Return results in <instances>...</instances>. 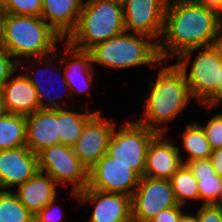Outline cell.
<instances>
[{
    "mask_svg": "<svg viewBox=\"0 0 222 222\" xmlns=\"http://www.w3.org/2000/svg\"><path fill=\"white\" fill-rule=\"evenodd\" d=\"M140 176L131 166L118 163L107 153L88 171V186L105 192L121 193L132 197Z\"/></svg>",
    "mask_w": 222,
    "mask_h": 222,
    "instance_id": "10",
    "label": "cell"
},
{
    "mask_svg": "<svg viewBox=\"0 0 222 222\" xmlns=\"http://www.w3.org/2000/svg\"><path fill=\"white\" fill-rule=\"evenodd\" d=\"M221 79L218 84V96L208 105L207 108L214 107L217 103L222 100V67H221Z\"/></svg>",
    "mask_w": 222,
    "mask_h": 222,
    "instance_id": "37",
    "label": "cell"
},
{
    "mask_svg": "<svg viewBox=\"0 0 222 222\" xmlns=\"http://www.w3.org/2000/svg\"><path fill=\"white\" fill-rule=\"evenodd\" d=\"M217 206H218V208H219V210H220V212H221V215H222V203H218V204H216Z\"/></svg>",
    "mask_w": 222,
    "mask_h": 222,
    "instance_id": "40",
    "label": "cell"
},
{
    "mask_svg": "<svg viewBox=\"0 0 222 222\" xmlns=\"http://www.w3.org/2000/svg\"><path fill=\"white\" fill-rule=\"evenodd\" d=\"M158 42L152 41L148 36L129 34L125 31L89 50L92 65L95 63L111 69H123L145 64H162L158 53Z\"/></svg>",
    "mask_w": 222,
    "mask_h": 222,
    "instance_id": "5",
    "label": "cell"
},
{
    "mask_svg": "<svg viewBox=\"0 0 222 222\" xmlns=\"http://www.w3.org/2000/svg\"><path fill=\"white\" fill-rule=\"evenodd\" d=\"M26 117V146L38 154L45 148L60 144L58 109L37 110Z\"/></svg>",
    "mask_w": 222,
    "mask_h": 222,
    "instance_id": "16",
    "label": "cell"
},
{
    "mask_svg": "<svg viewBox=\"0 0 222 222\" xmlns=\"http://www.w3.org/2000/svg\"><path fill=\"white\" fill-rule=\"evenodd\" d=\"M14 75L15 72L9 77L0 92L8 113L27 116L38 110L37 91L24 74L15 78Z\"/></svg>",
    "mask_w": 222,
    "mask_h": 222,
    "instance_id": "19",
    "label": "cell"
},
{
    "mask_svg": "<svg viewBox=\"0 0 222 222\" xmlns=\"http://www.w3.org/2000/svg\"><path fill=\"white\" fill-rule=\"evenodd\" d=\"M159 133L151 142L147 150L144 175L150 178L170 179L182 166L179 146L163 139Z\"/></svg>",
    "mask_w": 222,
    "mask_h": 222,
    "instance_id": "15",
    "label": "cell"
},
{
    "mask_svg": "<svg viewBox=\"0 0 222 222\" xmlns=\"http://www.w3.org/2000/svg\"><path fill=\"white\" fill-rule=\"evenodd\" d=\"M178 222H197L196 214L189 215L186 212H184Z\"/></svg>",
    "mask_w": 222,
    "mask_h": 222,
    "instance_id": "38",
    "label": "cell"
},
{
    "mask_svg": "<svg viewBox=\"0 0 222 222\" xmlns=\"http://www.w3.org/2000/svg\"><path fill=\"white\" fill-rule=\"evenodd\" d=\"M65 52V54H69L71 57L70 61H66L63 57L59 60L61 67L64 62L67 63L62 72L64 73L62 75L64 87L67 88L69 95H72V92H87L94 79L93 72H95L90 52L76 49L68 42L66 44ZM84 78L86 80H84Z\"/></svg>",
    "mask_w": 222,
    "mask_h": 222,
    "instance_id": "17",
    "label": "cell"
},
{
    "mask_svg": "<svg viewBox=\"0 0 222 222\" xmlns=\"http://www.w3.org/2000/svg\"><path fill=\"white\" fill-rule=\"evenodd\" d=\"M7 15L8 13L3 9V7L0 4V45L3 42Z\"/></svg>",
    "mask_w": 222,
    "mask_h": 222,
    "instance_id": "36",
    "label": "cell"
},
{
    "mask_svg": "<svg viewBox=\"0 0 222 222\" xmlns=\"http://www.w3.org/2000/svg\"><path fill=\"white\" fill-rule=\"evenodd\" d=\"M197 222H222V215L217 205H204L196 212Z\"/></svg>",
    "mask_w": 222,
    "mask_h": 222,
    "instance_id": "31",
    "label": "cell"
},
{
    "mask_svg": "<svg viewBox=\"0 0 222 222\" xmlns=\"http://www.w3.org/2000/svg\"><path fill=\"white\" fill-rule=\"evenodd\" d=\"M197 49L200 48L188 49L179 54L175 65L183 72L192 98L205 107L218 96L222 67V42L201 47L188 74V62H190L191 54Z\"/></svg>",
    "mask_w": 222,
    "mask_h": 222,
    "instance_id": "6",
    "label": "cell"
},
{
    "mask_svg": "<svg viewBox=\"0 0 222 222\" xmlns=\"http://www.w3.org/2000/svg\"><path fill=\"white\" fill-rule=\"evenodd\" d=\"M168 0H124L125 31L159 39L164 29Z\"/></svg>",
    "mask_w": 222,
    "mask_h": 222,
    "instance_id": "11",
    "label": "cell"
},
{
    "mask_svg": "<svg viewBox=\"0 0 222 222\" xmlns=\"http://www.w3.org/2000/svg\"><path fill=\"white\" fill-rule=\"evenodd\" d=\"M26 145V117L8 113L0 119V150Z\"/></svg>",
    "mask_w": 222,
    "mask_h": 222,
    "instance_id": "23",
    "label": "cell"
},
{
    "mask_svg": "<svg viewBox=\"0 0 222 222\" xmlns=\"http://www.w3.org/2000/svg\"><path fill=\"white\" fill-rule=\"evenodd\" d=\"M39 171L51 176L59 185L73 184L72 195L78 200V192L88 186V171L81 164L71 146L57 144L37 154Z\"/></svg>",
    "mask_w": 222,
    "mask_h": 222,
    "instance_id": "8",
    "label": "cell"
},
{
    "mask_svg": "<svg viewBox=\"0 0 222 222\" xmlns=\"http://www.w3.org/2000/svg\"><path fill=\"white\" fill-rule=\"evenodd\" d=\"M43 0H0L9 14L41 16Z\"/></svg>",
    "mask_w": 222,
    "mask_h": 222,
    "instance_id": "28",
    "label": "cell"
},
{
    "mask_svg": "<svg viewBox=\"0 0 222 222\" xmlns=\"http://www.w3.org/2000/svg\"><path fill=\"white\" fill-rule=\"evenodd\" d=\"M12 58L11 54L0 45V91L9 77L20 67L18 60L14 62Z\"/></svg>",
    "mask_w": 222,
    "mask_h": 222,
    "instance_id": "30",
    "label": "cell"
},
{
    "mask_svg": "<svg viewBox=\"0 0 222 222\" xmlns=\"http://www.w3.org/2000/svg\"><path fill=\"white\" fill-rule=\"evenodd\" d=\"M0 222H34L32 214L13 191L0 190Z\"/></svg>",
    "mask_w": 222,
    "mask_h": 222,
    "instance_id": "26",
    "label": "cell"
},
{
    "mask_svg": "<svg viewBox=\"0 0 222 222\" xmlns=\"http://www.w3.org/2000/svg\"><path fill=\"white\" fill-rule=\"evenodd\" d=\"M177 205L170 179L142 176L131 197L132 222H149L162 210Z\"/></svg>",
    "mask_w": 222,
    "mask_h": 222,
    "instance_id": "9",
    "label": "cell"
},
{
    "mask_svg": "<svg viewBox=\"0 0 222 222\" xmlns=\"http://www.w3.org/2000/svg\"><path fill=\"white\" fill-rule=\"evenodd\" d=\"M182 144L188 154L186 160L182 159L183 164L187 162L208 159L212 153L210 144L205 132L198 122H192L185 127Z\"/></svg>",
    "mask_w": 222,
    "mask_h": 222,
    "instance_id": "24",
    "label": "cell"
},
{
    "mask_svg": "<svg viewBox=\"0 0 222 222\" xmlns=\"http://www.w3.org/2000/svg\"><path fill=\"white\" fill-rule=\"evenodd\" d=\"M161 37L158 53L162 62L188 49L218 44L222 42V16L195 0H168Z\"/></svg>",
    "mask_w": 222,
    "mask_h": 222,
    "instance_id": "1",
    "label": "cell"
},
{
    "mask_svg": "<svg viewBox=\"0 0 222 222\" xmlns=\"http://www.w3.org/2000/svg\"><path fill=\"white\" fill-rule=\"evenodd\" d=\"M219 203H222V189H221V192H220Z\"/></svg>",
    "mask_w": 222,
    "mask_h": 222,
    "instance_id": "41",
    "label": "cell"
},
{
    "mask_svg": "<svg viewBox=\"0 0 222 222\" xmlns=\"http://www.w3.org/2000/svg\"><path fill=\"white\" fill-rule=\"evenodd\" d=\"M83 4L84 0H43L40 17L67 39L77 26Z\"/></svg>",
    "mask_w": 222,
    "mask_h": 222,
    "instance_id": "18",
    "label": "cell"
},
{
    "mask_svg": "<svg viewBox=\"0 0 222 222\" xmlns=\"http://www.w3.org/2000/svg\"><path fill=\"white\" fill-rule=\"evenodd\" d=\"M212 150L222 147V114H215L205 126L200 125Z\"/></svg>",
    "mask_w": 222,
    "mask_h": 222,
    "instance_id": "29",
    "label": "cell"
},
{
    "mask_svg": "<svg viewBox=\"0 0 222 222\" xmlns=\"http://www.w3.org/2000/svg\"><path fill=\"white\" fill-rule=\"evenodd\" d=\"M198 4L216 11L222 16V0H195Z\"/></svg>",
    "mask_w": 222,
    "mask_h": 222,
    "instance_id": "35",
    "label": "cell"
},
{
    "mask_svg": "<svg viewBox=\"0 0 222 222\" xmlns=\"http://www.w3.org/2000/svg\"><path fill=\"white\" fill-rule=\"evenodd\" d=\"M158 134L137 121L125 122L117 131L115 126L107 154L116 162L131 166V169L142 177L146 167L148 147Z\"/></svg>",
    "mask_w": 222,
    "mask_h": 222,
    "instance_id": "7",
    "label": "cell"
},
{
    "mask_svg": "<svg viewBox=\"0 0 222 222\" xmlns=\"http://www.w3.org/2000/svg\"><path fill=\"white\" fill-rule=\"evenodd\" d=\"M58 184L48 174L38 171L28 181L18 186L20 202L32 213L42 210L50 201L56 199Z\"/></svg>",
    "mask_w": 222,
    "mask_h": 222,
    "instance_id": "20",
    "label": "cell"
},
{
    "mask_svg": "<svg viewBox=\"0 0 222 222\" xmlns=\"http://www.w3.org/2000/svg\"><path fill=\"white\" fill-rule=\"evenodd\" d=\"M8 114V111L6 109V105L3 100V96L0 92V119L4 118Z\"/></svg>",
    "mask_w": 222,
    "mask_h": 222,
    "instance_id": "39",
    "label": "cell"
},
{
    "mask_svg": "<svg viewBox=\"0 0 222 222\" xmlns=\"http://www.w3.org/2000/svg\"><path fill=\"white\" fill-rule=\"evenodd\" d=\"M216 174L222 178V147L212 150L209 157Z\"/></svg>",
    "mask_w": 222,
    "mask_h": 222,
    "instance_id": "34",
    "label": "cell"
},
{
    "mask_svg": "<svg viewBox=\"0 0 222 222\" xmlns=\"http://www.w3.org/2000/svg\"><path fill=\"white\" fill-rule=\"evenodd\" d=\"M159 69L155 82H149L150 92L143 118L136 120L157 133H165L161 127L173 120L189 104L192 96L183 72L174 64ZM160 126V127H159Z\"/></svg>",
    "mask_w": 222,
    "mask_h": 222,
    "instance_id": "3",
    "label": "cell"
},
{
    "mask_svg": "<svg viewBox=\"0 0 222 222\" xmlns=\"http://www.w3.org/2000/svg\"><path fill=\"white\" fill-rule=\"evenodd\" d=\"M182 208L183 206L178 204L177 206L162 210L149 222H178L182 214L185 212Z\"/></svg>",
    "mask_w": 222,
    "mask_h": 222,
    "instance_id": "32",
    "label": "cell"
},
{
    "mask_svg": "<svg viewBox=\"0 0 222 222\" xmlns=\"http://www.w3.org/2000/svg\"><path fill=\"white\" fill-rule=\"evenodd\" d=\"M38 71L35 70L36 73H38ZM47 71L50 73L49 68ZM51 73H52V70H51ZM24 75L27 78V80L29 82H31V84L34 86V88L37 91L38 110H46V109L57 110V109L64 108L59 103V100L61 101L62 97L58 94H52V92L46 90V88H44V86L41 83V79L39 80L38 77H40V76L38 74H35V77L30 76V74H24ZM46 101H48V102L46 103Z\"/></svg>",
    "mask_w": 222,
    "mask_h": 222,
    "instance_id": "27",
    "label": "cell"
},
{
    "mask_svg": "<svg viewBox=\"0 0 222 222\" xmlns=\"http://www.w3.org/2000/svg\"><path fill=\"white\" fill-rule=\"evenodd\" d=\"M78 201L93 203L89 222H132L131 197L125 194L84 189Z\"/></svg>",
    "mask_w": 222,
    "mask_h": 222,
    "instance_id": "13",
    "label": "cell"
},
{
    "mask_svg": "<svg viewBox=\"0 0 222 222\" xmlns=\"http://www.w3.org/2000/svg\"><path fill=\"white\" fill-rule=\"evenodd\" d=\"M38 171L37 155L26 145L0 150V190L19 186Z\"/></svg>",
    "mask_w": 222,
    "mask_h": 222,
    "instance_id": "14",
    "label": "cell"
},
{
    "mask_svg": "<svg viewBox=\"0 0 222 222\" xmlns=\"http://www.w3.org/2000/svg\"><path fill=\"white\" fill-rule=\"evenodd\" d=\"M116 124L104 119L97 111L85 124L80 138L73 146L81 164L89 171L108 150Z\"/></svg>",
    "mask_w": 222,
    "mask_h": 222,
    "instance_id": "12",
    "label": "cell"
},
{
    "mask_svg": "<svg viewBox=\"0 0 222 222\" xmlns=\"http://www.w3.org/2000/svg\"><path fill=\"white\" fill-rule=\"evenodd\" d=\"M59 40L64 41L41 17L8 13L1 46L13 58H34L35 63L50 61L51 66Z\"/></svg>",
    "mask_w": 222,
    "mask_h": 222,
    "instance_id": "2",
    "label": "cell"
},
{
    "mask_svg": "<svg viewBox=\"0 0 222 222\" xmlns=\"http://www.w3.org/2000/svg\"><path fill=\"white\" fill-rule=\"evenodd\" d=\"M125 32L123 3L116 0L84 1L76 28L67 37L74 48L89 51Z\"/></svg>",
    "mask_w": 222,
    "mask_h": 222,
    "instance_id": "4",
    "label": "cell"
},
{
    "mask_svg": "<svg viewBox=\"0 0 222 222\" xmlns=\"http://www.w3.org/2000/svg\"><path fill=\"white\" fill-rule=\"evenodd\" d=\"M78 113L70 109H58V136L60 143L73 147L80 138L86 122L96 113Z\"/></svg>",
    "mask_w": 222,
    "mask_h": 222,
    "instance_id": "22",
    "label": "cell"
},
{
    "mask_svg": "<svg viewBox=\"0 0 222 222\" xmlns=\"http://www.w3.org/2000/svg\"><path fill=\"white\" fill-rule=\"evenodd\" d=\"M56 199L50 201L42 210H40L39 212H37L34 215V222H61L62 220H60V216L57 218L54 212V205H55ZM53 211V212H52ZM62 215V213H61Z\"/></svg>",
    "mask_w": 222,
    "mask_h": 222,
    "instance_id": "33",
    "label": "cell"
},
{
    "mask_svg": "<svg viewBox=\"0 0 222 222\" xmlns=\"http://www.w3.org/2000/svg\"><path fill=\"white\" fill-rule=\"evenodd\" d=\"M170 181L179 205H186L189 199L199 200L198 181L186 164H182L170 178Z\"/></svg>",
    "mask_w": 222,
    "mask_h": 222,
    "instance_id": "25",
    "label": "cell"
},
{
    "mask_svg": "<svg viewBox=\"0 0 222 222\" xmlns=\"http://www.w3.org/2000/svg\"><path fill=\"white\" fill-rule=\"evenodd\" d=\"M194 177L198 181L199 200L204 205L218 204L222 189V178L216 174L210 159H200L187 162Z\"/></svg>",
    "mask_w": 222,
    "mask_h": 222,
    "instance_id": "21",
    "label": "cell"
}]
</instances>
